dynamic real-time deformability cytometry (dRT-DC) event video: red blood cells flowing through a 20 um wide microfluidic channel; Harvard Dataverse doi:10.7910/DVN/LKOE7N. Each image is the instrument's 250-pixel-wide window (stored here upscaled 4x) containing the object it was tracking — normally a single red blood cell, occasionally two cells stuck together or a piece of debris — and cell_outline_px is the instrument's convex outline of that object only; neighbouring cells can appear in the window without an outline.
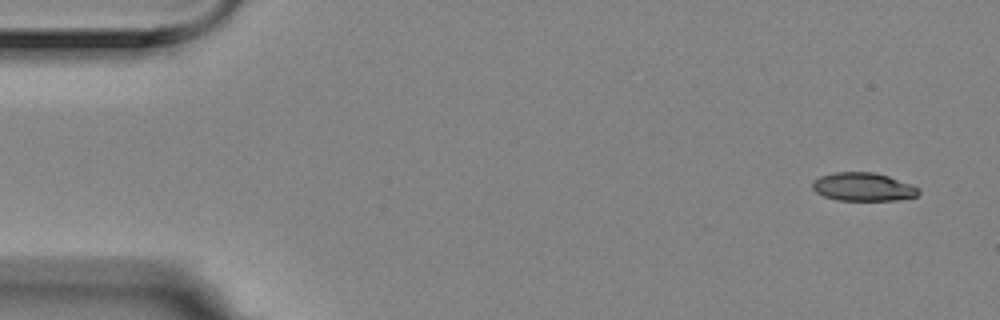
{"species": "Egyptian fruit bat (a non-hibernating species)", "species_latin": "Rousettus aegyptiacus", "temperature_condition": "room temperature", "stored_images_in_passage": 6, "camera_frame_rate_fps": 3000, "um_per_image_px": 0.085, "animal": {"sex": "female"}, "frame": {"image": 1, "passage_image": 1, "time_ms": 0.0, "image_size_px": [1000, 320], "cell_outline_px": [[920, 192], [916, 196], [896, 200], [836, 200], [824, 196], [816, 192], [812, 188], [812, 180], [820, 176], [836, 172], [876, 172], [912, 184], [920, 188]], "centroid_in_image_um": [73.37, 15.88], "position_along_channel_um": 11.6, "area_um2": 17.63}}
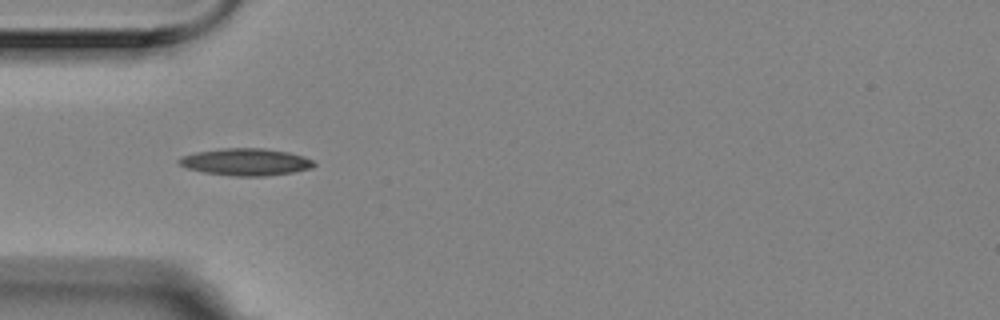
{"frame": {"image": 2, "passage_image": 5, "time_ms": 1.333, "image_size_px": [1000, 320], "cell_outline_px": [[316, 164], [312, 168], [292, 172], [264, 176], [236, 176], [204, 172], [188, 168], [180, 164], [176, 160], [180, 156], [196, 152], [220, 148], [264, 148], [288, 152], [304, 156], [312, 160]], "centroid_in_image_um": [20.89, 13.75], "position_along_channel_um": 64.1, "area_um2": 21.27}}
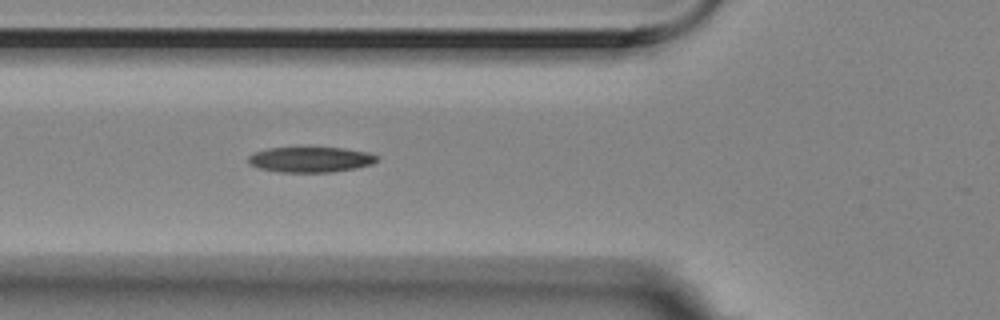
{"frame": {"image": 3, "passage_image": 6, "time_ms": 1.667, "image_size_px": [1000, 320], "cell_outline_px": [[376, 160], [372, 164], [356, 168], [332, 172], [280, 172], [260, 168], [248, 164], [248, 156], [256, 152], [268, 148], [344, 148], [368, 152], [376, 156]], "centroid_in_image_um": [26.38, 13.56], "position_along_channel_um": 99.4, "area_um2": 18.84}}